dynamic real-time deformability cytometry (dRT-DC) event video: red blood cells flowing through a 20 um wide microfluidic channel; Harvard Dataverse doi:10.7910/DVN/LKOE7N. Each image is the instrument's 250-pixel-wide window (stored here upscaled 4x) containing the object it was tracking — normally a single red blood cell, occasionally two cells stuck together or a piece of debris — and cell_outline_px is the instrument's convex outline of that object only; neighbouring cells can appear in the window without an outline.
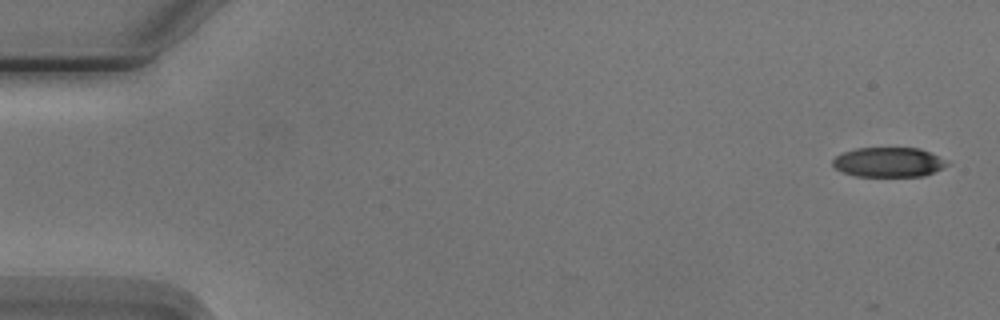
{"species": "Egyptian fruit bat (a non-hibernating species)", "species_latin": "Rousettus aegyptiacus", "temperature_condition": "cold", "stored_images_in_passage": 4, "camera_frame_rate_fps": 3000, "um_per_image_px": 0.085, "animal": {"sex": "male"}, "frame": {"image": 1, "passage_image": 1, "time_ms": 0.0, "image_size_px": [1000, 320], "cell_outline_px": [[948, 164], [944, 168], [924, 176], [856, 176], [844, 172], [836, 168], [832, 164], [832, 160], [840, 152], [856, 148], [920, 148], [936, 156]], "centroid_in_image_um": [75.47, 13.78], "position_along_channel_um": 9.5, "area_um2": 19.59}}
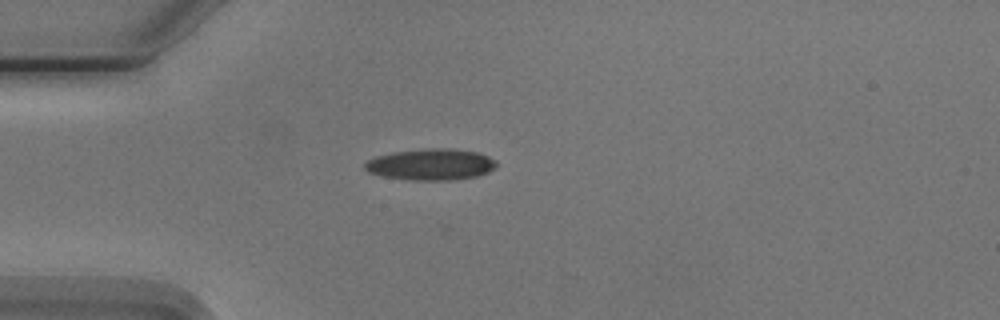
{"frame": {"image": 2, "passage_image": 4, "time_ms": 4.333, "image_size_px": [1000, 320], "cell_outline_px": [[496, 168], [488, 172], [476, 176], [452, 180], [408, 180], [384, 176], [368, 172], [364, 168], [364, 164], [368, 160], [376, 156], [392, 152], [424, 148], [456, 148], [480, 152], [496, 160]], "centroid_in_image_um": [36.65, 13.96], "position_along_channel_um": 48.4, "area_um2": 24.33}}